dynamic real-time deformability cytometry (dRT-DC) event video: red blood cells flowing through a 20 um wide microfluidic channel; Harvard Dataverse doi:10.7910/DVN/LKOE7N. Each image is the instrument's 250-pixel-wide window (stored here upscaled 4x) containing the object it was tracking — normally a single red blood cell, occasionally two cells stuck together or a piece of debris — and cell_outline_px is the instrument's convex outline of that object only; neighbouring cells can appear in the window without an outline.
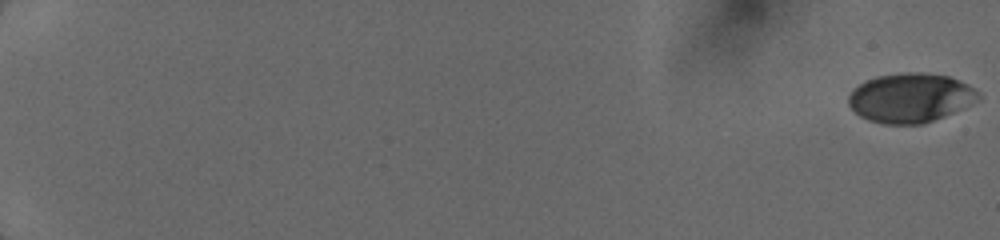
{"species": "human", "species_latin": "Homo sapiens", "temperature_condition": "cold", "stored_images_in_passage": 15, "camera_frame_rate_fps": 3000, "um_per_image_px": 0.085, "donor": {"sex": "female"}, "frame": {"image": 1, "passage_image": 1, "time_ms": 0.0, "image_size_px": [1000, 240], "cell_outline_px": [[980, 100], [944, 116], [924, 124], [884, 124], [868, 120], [860, 116], [848, 104], [848, 96], [860, 84], [876, 76], [908, 72], [920, 72], [948, 76], [968, 84], [980, 92]], "centroid_in_image_um": [77.41, 8.32], "position_along_channel_um": 7.6, "area_um2": 37.17}}
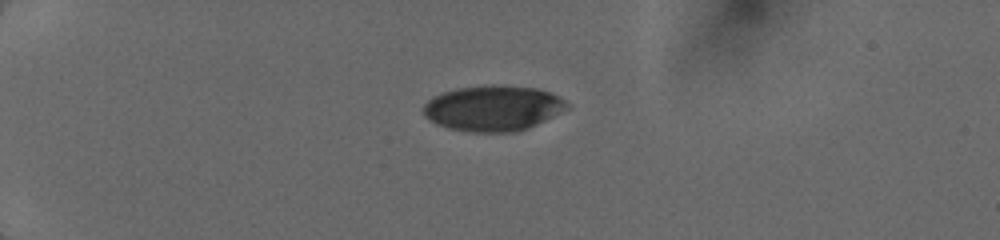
{"frame": {"image": 2, "passage_image": 10, "time_ms": 5.0, "image_size_px": [1000, 240], "cell_outline_px": [[572, 108], [528, 128], [516, 132], [468, 132], [448, 128], [436, 124], [428, 120], [424, 116], [424, 104], [428, 100], [444, 92], [460, 88], [536, 88], [560, 96]], "centroid_in_image_um": [41.94, 9.26], "position_along_channel_um": 43.1, "area_um2": 37.17}}
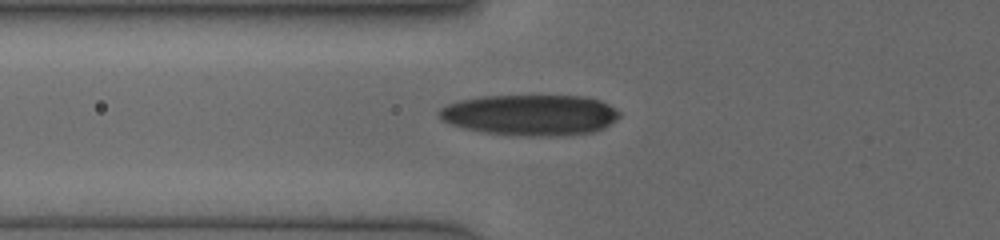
{"frame": {"image": 3, "passage_image": 14, "time_ms": 7.333, "image_size_px": [1000, 240], "cell_outline_px": [[620, 116], [616, 120], [604, 128], [596, 132], [572, 136], [508, 136], [480, 132], [448, 124], [440, 116], [440, 108], [448, 104], [460, 100], [484, 96], [584, 96], [600, 100], [608, 104], [620, 112]], "centroid_in_image_um": [45.11, 9.8], "position_along_channel_um": 80.7, "area_um2": 43.52}}